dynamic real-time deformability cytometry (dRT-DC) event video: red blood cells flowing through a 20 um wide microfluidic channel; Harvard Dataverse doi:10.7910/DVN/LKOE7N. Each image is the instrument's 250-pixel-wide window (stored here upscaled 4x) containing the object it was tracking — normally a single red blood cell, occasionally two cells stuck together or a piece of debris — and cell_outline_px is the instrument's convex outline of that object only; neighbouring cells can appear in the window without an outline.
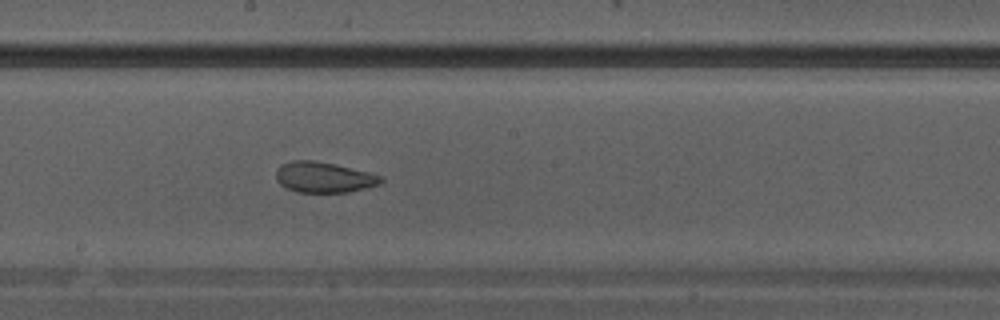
{"species": "Egyptian fruit bat (a non-hibernating species)", "species_latin": "Rousettus aegyptiacus", "temperature_condition": "warm", "stored_images_in_passage": 15, "camera_frame_rate_fps": 3000, "um_per_image_px": 0.085, "animal": {"sex": "male"}, "frame": {"image": 1, "passage_image": 15, "time_ms": 4.667, "image_size_px": [1000, 320], "cell_outline_px": [[384, 180], [380, 184], [348, 192], [296, 192], [280, 184], [276, 180], [276, 168], [280, 164], [292, 160], [312, 160], [336, 164], [384, 176]], "centroid_in_image_um": [27.51, 15.06], "position_along_channel_um": 220.7, "area_um2": 18.84}}